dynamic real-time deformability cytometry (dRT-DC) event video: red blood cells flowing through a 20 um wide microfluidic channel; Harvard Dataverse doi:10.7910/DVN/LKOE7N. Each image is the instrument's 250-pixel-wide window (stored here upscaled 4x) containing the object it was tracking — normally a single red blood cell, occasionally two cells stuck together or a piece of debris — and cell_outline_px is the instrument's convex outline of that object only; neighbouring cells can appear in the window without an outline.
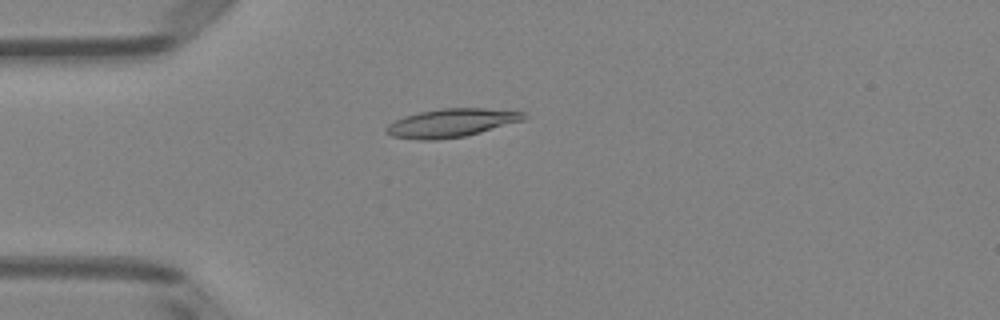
{"species": "Egyptian fruit bat (a non-hibernating species)", "species_latin": "Rousettus aegyptiacus", "temperature_condition": "room temperature", "stored_images_in_passage": 51, "camera_frame_rate_fps": 3000, "um_per_image_px": 0.085, "animal": {"sex": "female"}, "frame": {"image": 1, "passage_image": 14, "time_ms": 4.333, "image_size_px": [1000, 320], "cell_outline_px": [[528, 116], [524, 120], [480, 132], [464, 136], [436, 140], [420, 140], [392, 136], [384, 132], [384, 128], [388, 124], [404, 116], [420, 112], [440, 108], [484, 108], [524, 112]], "centroid_in_image_um": [38.34, 10.44], "position_along_channel_um": 46.7, "area_um2": 22.72}}
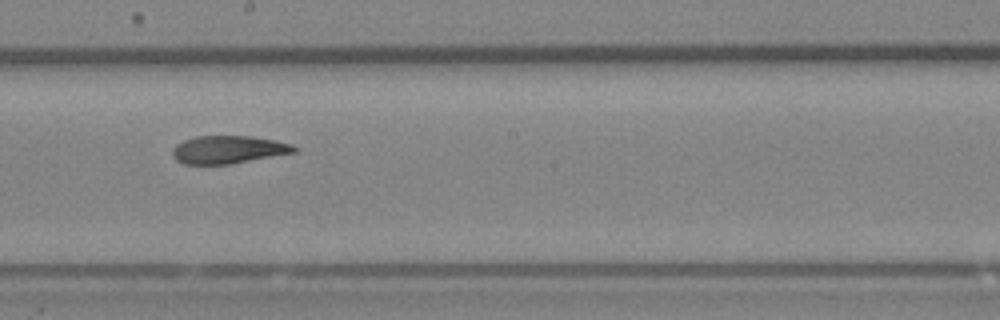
{"frame": {"image": 2, "passage_image": 29, "time_ms": 9.333, "image_size_px": [1000, 320], "cell_outline_px": [[296, 152], [232, 164], [184, 164], [176, 160], [172, 156], [172, 148], [176, 144], [184, 140], [196, 136], [252, 136], [276, 140], [292, 144], [296, 148]], "centroid_in_image_um": [19.39, 12.72], "position_along_channel_um": 228.8, "area_um2": 19.88}}
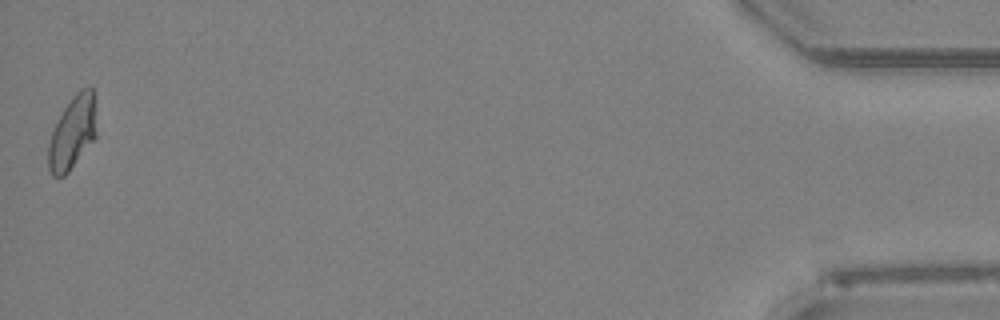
{"frame": {"image": 3, "passage_image": 51, "time_ms": 16.667, "image_size_px": [1000, 320], "cell_outline_px": [[96, 136], [68, 172], [64, 176], [52, 176], [48, 168], [48, 144], [52, 132], [64, 108], [72, 96], [80, 88], [88, 84], [92, 88], [96, 132]], "centroid_in_image_um": [6.14, 11.26], "position_along_channel_um": 429.1, "area_um2": 20.17}, "authors_computed_cell_mechanics": {"area_um2": 21.097, "velocity_mm_per_s": 3.9874, "shape_relaxation_time_tau1_ms": null, "shape_relaxation_time_tau2_ms": 3.1066, "deformation_change_tau1": null, "deformation_change_tau2": 0.0924}}